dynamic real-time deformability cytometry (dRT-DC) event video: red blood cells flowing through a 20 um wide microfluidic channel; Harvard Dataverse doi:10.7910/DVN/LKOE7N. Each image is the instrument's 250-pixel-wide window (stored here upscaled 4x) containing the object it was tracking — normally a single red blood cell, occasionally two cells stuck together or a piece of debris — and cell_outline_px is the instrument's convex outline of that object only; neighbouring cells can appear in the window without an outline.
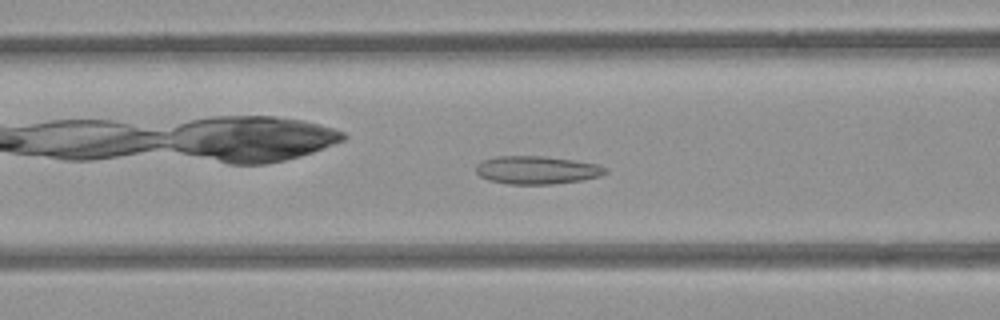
{"species": "common noctule bat (a hibernating species)", "species_latin": "Nyctalus noctula", "temperature_condition": "room temperature", "stored_images_in_passage": 49, "camera_frame_rate_fps": 3000, "um_per_image_px": 0.085, "animal": {"sex": "female", "body_mass_g": 21.9}, "frame": {"image": 1, "passage_image": 21, "time_ms": 6.667, "image_size_px": [1000, 320], "cell_outline_px": [[608, 172], [600, 176], [580, 180], [552, 184], [508, 184], [488, 180], [480, 176], [476, 172], [476, 164], [480, 160], [496, 156], [544, 156], [572, 160], [596, 164], [608, 168]], "centroid_in_image_um": [45.59, 14.45], "position_along_channel_um": 121.0, "area_um2": 21.21}}
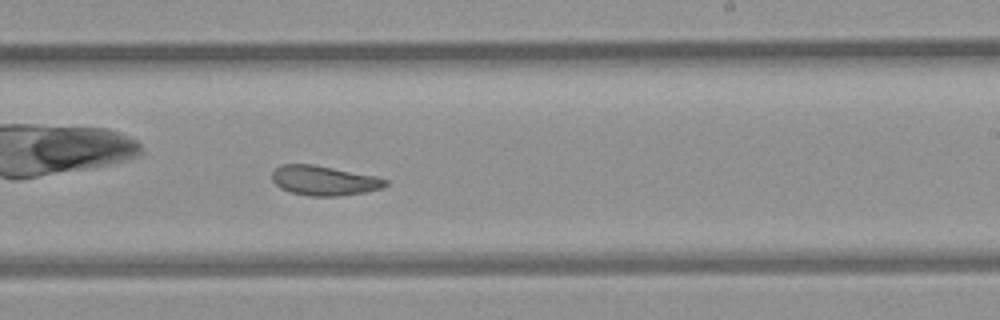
{"frame": {"image": 2, "passage_image": 32, "time_ms": 10.333, "image_size_px": [1000, 320], "cell_outline_px": [[388, 184], [380, 188], [364, 192], [340, 196], [308, 196], [292, 192], [280, 188], [272, 180], [272, 172], [280, 164], [312, 164], [376, 176], [388, 180]], "centroid_in_image_um": [27.52, 15.34], "position_along_channel_um": 261.5, "area_um2": 19.54}}
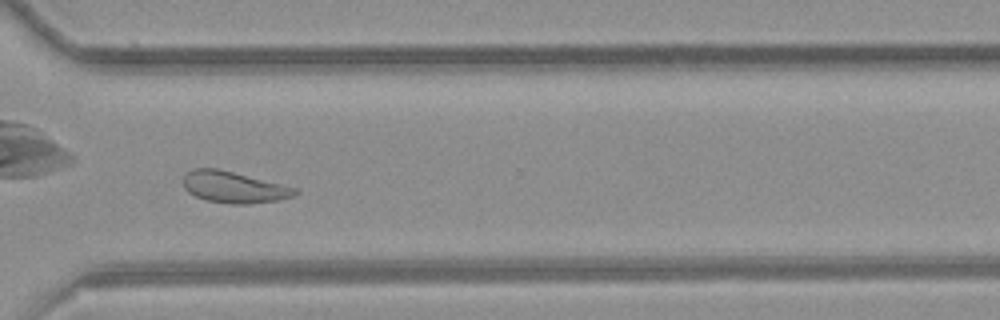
{"frame": {"image": 3, "passage_image": 39, "time_ms": 12.667, "image_size_px": [1000, 320], "cell_outline_px": [[300, 192], [296, 196], [280, 200], [248, 204], [232, 204], [204, 200], [188, 192], [184, 188], [184, 176], [192, 168], [216, 168], [284, 184], [296, 188]], "centroid_in_image_um": [19.92, 15.92], "position_along_channel_um": 350.7, "area_um2": 20.63}, "authors_computed_cell_mechanics": {"area_um2": 21.675, "velocity_mm_per_s": 3.8304, "shape_relaxation_time_tau1_ms": null, "shape_relaxation_time_tau2_ms": 1.7481, "deformation_change_tau1": null, "deformation_change_tau2": 0.0723}}